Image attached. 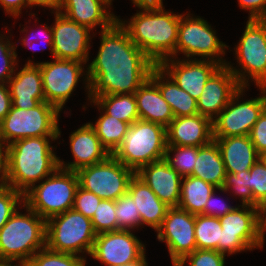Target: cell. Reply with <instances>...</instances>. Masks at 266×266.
I'll use <instances>...</instances> for the list:
<instances>
[{
    "label": "cell",
    "instance_id": "6da1fadb",
    "mask_svg": "<svg viewBox=\"0 0 266 266\" xmlns=\"http://www.w3.org/2000/svg\"><path fill=\"white\" fill-rule=\"evenodd\" d=\"M100 34L97 56L85 71L88 100L99 95L134 94L155 64L134 44L118 20Z\"/></svg>",
    "mask_w": 266,
    "mask_h": 266
},
{
    "label": "cell",
    "instance_id": "7a4b0ae2",
    "mask_svg": "<svg viewBox=\"0 0 266 266\" xmlns=\"http://www.w3.org/2000/svg\"><path fill=\"white\" fill-rule=\"evenodd\" d=\"M58 136L23 138L6 146V186L23 195L58 167V157L49 140Z\"/></svg>",
    "mask_w": 266,
    "mask_h": 266
},
{
    "label": "cell",
    "instance_id": "3957f363",
    "mask_svg": "<svg viewBox=\"0 0 266 266\" xmlns=\"http://www.w3.org/2000/svg\"><path fill=\"white\" fill-rule=\"evenodd\" d=\"M163 6L140 7L131 21H118L128 32L130 39L155 64L176 58L178 26L181 14L164 10Z\"/></svg>",
    "mask_w": 266,
    "mask_h": 266
},
{
    "label": "cell",
    "instance_id": "277c9868",
    "mask_svg": "<svg viewBox=\"0 0 266 266\" xmlns=\"http://www.w3.org/2000/svg\"><path fill=\"white\" fill-rule=\"evenodd\" d=\"M26 213L18 209L0 229V259L30 261L46 247V220L24 203Z\"/></svg>",
    "mask_w": 266,
    "mask_h": 266
},
{
    "label": "cell",
    "instance_id": "5b68a950",
    "mask_svg": "<svg viewBox=\"0 0 266 266\" xmlns=\"http://www.w3.org/2000/svg\"><path fill=\"white\" fill-rule=\"evenodd\" d=\"M166 149V127L138 119L111 155L136 173L143 166L164 159Z\"/></svg>",
    "mask_w": 266,
    "mask_h": 266
},
{
    "label": "cell",
    "instance_id": "8992f818",
    "mask_svg": "<svg viewBox=\"0 0 266 266\" xmlns=\"http://www.w3.org/2000/svg\"><path fill=\"white\" fill-rule=\"evenodd\" d=\"M24 194V204L43 219L72 209L79 187L77 172L58 167L43 182Z\"/></svg>",
    "mask_w": 266,
    "mask_h": 266
},
{
    "label": "cell",
    "instance_id": "52a82bcc",
    "mask_svg": "<svg viewBox=\"0 0 266 266\" xmlns=\"http://www.w3.org/2000/svg\"><path fill=\"white\" fill-rule=\"evenodd\" d=\"M60 111L47 102L30 109L11 107L0 122V137L5 146L16 140L31 137L58 136Z\"/></svg>",
    "mask_w": 266,
    "mask_h": 266
},
{
    "label": "cell",
    "instance_id": "ba28073f",
    "mask_svg": "<svg viewBox=\"0 0 266 266\" xmlns=\"http://www.w3.org/2000/svg\"><path fill=\"white\" fill-rule=\"evenodd\" d=\"M96 235L91 219L73 209L46 220V247L52 251L90 255Z\"/></svg>",
    "mask_w": 266,
    "mask_h": 266
},
{
    "label": "cell",
    "instance_id": "9c48e42d",
    "mask_svg": "<svg viewBox=\"0 0 266 266\" xmlns=\"http://www.w3.org/2000/svg\"><path fill=\"white\" fill-rule=\"evenodd\" d=\"M237 62L242 70L226 63L241 87L248 88V80L258 87H266V24L260 19L246 22L244 33L235 47ZM248 78H247V77Z\"/></svg>",
    "mask_w": 266,
    "mask_h": 266
},
{
    "label": "cell",
    "instance_id": "30bf717a",
    "mask_svg": "<svg viewBox=\"0 0 266 266\" xmlns=\"http://www.w3.org/2000/svg\"><path fill=\"white\" fill-rule=\"evenodd\" d=\"M219 219L222 228L221 241L218 242L219 253L232 255L263 247L258 207L238 205Z\"/></svg>",
    "mask_w": 266,
    "mask_h": 266
},
{
    "label": "cell",
    "instance_id": "8fae6325",
    "mask_svg": "<svg viewBox=\"0 0 266 266\" xmlns=\"http://www.w3.org/2000/svg\"><path fill=\"white\" fill-rule=\"evenodd\" d=\"M187 15V16H186ZM181 14L178 26L177 53L182 52L187 59L211 60L226 66L222 59L228 46L216 36V31L211 28L206 20L199 17H191L190 14ZM220 57V58H219Z\"/></svg>",
    "mask_w": 266,
    "mask_h": 266
},
{
    "label": "cell",
    "instance_id": "7c38bea8",
    "mask_svg": "<svg viewBox=\"0 0 266 266\" xmlns=\"http://www.w3.org/2000/svg\"><path fill=\"white\" fill-rule=\"evenodd\" d=\"M77 175L81 188L102 200L116 201L128 192L135 172L110 155L103 162L79 169Z\"/></svg>",
    "mask_w": 266,
    "mask_h": 266
},
{
    "label": "cell",
    "instance_id": "4fadbf2b",
    "mask_svg": "<svg viewBox=\"0 0 266 266\" xmlns=\"http://www.w3.org/2000/svg\"><path fill=\"white\" fill-rule=\"evenodd\" d=\"M259 97L239 101L245 87H241L213 120V138L249 135L255 122L266 109V87H259Z\"/></svg>",
    "mask_w": 266,
    "mask_h": 266
},
{
    "label": "cell",
    "instance_id": "5bb4252c",
    "mask_svg": "<svg viewBox=\"0 0 266 266\" xmlns=\"http://www.w3.org/2000/svg\"><path fill=\"white\" fill-rule=\"evenodd\" d=\"M83 62L55 59L53 62H38L41 69L45 102L60 112L83 76Z\"/></svg>",
    "mask_w": 266,
    "mask_h": 266
},
{
    "label": "cell",
    "instance_id": "9a60e30c",
    "mask_svg": "<svg viewBox=\"0 0 266 266\" xmlns=\"http://www.w3.org/2000/svg\"><path fill=\"white\" fill-rule=\"evenodd\" d=\"M166 242L173 264L196 250L195 215L179 207H169L162 225L155 231Z\"/></svg>",
    "mask_w": 266,
    "mask_h": 266
},
{
    "label": "cell",
    "instance_id": "2e32d148",
    "mask_svg": "<svg viewBox=\"0 0 266 266\" xmlns=\"http://www.w3.org/2000/svg\"><path fill=\"white\" fill-rule=\"evenodd\" d=\"M133 230H117L96 235L90 256L107 266H123L140 260L145 245Z\"/></svg>",
    "mask_w": 266,
    "mask_h": 266
},
{
    "label": "cell",
    "instance_id": "e0dca14e",
    "mask_svg": "<svg viewBox=\"0 0 266 266\" xmlns=\"http://www.w3.org/2000/svg\"><path fill=\"white\" fill-rule=\"evenodd\" d=\"M55 13L52 26L53 52L55 59L86 62L89 60L90 29L68 19L60 12Z\"/></svg>",
    "mask_w": 266,
    "mask_h": 266
},
{
    "label": "cell",
    "instance_id": "ac0fdd59",
    "mask_svg": "<svg viewBox=\"0 0 266 266\" xmlns=\"http://www.w3.org/2000/svg\"><path fill=\"white\" fill-rule=\"evenodd\" d=\"M176 59L177 57L163 60L159 66L181 89L198 100L208 79L222 65L211 60Z\"/></svg>",
    "mask_w": 266,
    "mask_h": 266
},
{
    "label": "cell",
    "instance_id": "d6986e66",
    "mask_svg": "<svg viewBox=\"0 0 266 266\" xmlns=\"http://www.w3.org/2000/svg\"><path fill=\"white\" fill-rule=\"evenodd\" d=\"M240 88L230 69L227 66H221L208 79L197 100L198 114L213 121Z\"/></svg>",
    "mask_w": 266,
    "mask_h": 266
},
{
    "label": "cell",
    "instance_id": "ffe728a7",
    "mask_svg": "<svg viewBox=\"0 0 266 266\" xmlns=\"http://www.w3.org/2000/svg\"><path fill=\"white\" fill-rule=\"evenodd\" d=\"M135 175L167 206H179L183 177L165 159L143 166Z\"/></svg>",
    "mask_w": 266,
    "mask_h": 266
},
{
    "label": "cell",
    "instance_id": "44dd1931",
    "mask_svg": "<svg viewBox=\"0 0 266 266\" xmlns=\"http://www.w3.org/2000/svg\"><path fill=\"white\" fill-rule=\"evenodd\" d=\"M69 138L74 161L66 164L58 159L60 168L77 172L83 167L103 162L111 155L89 122L75 130Z\"/></svg>",
    "mask_w": 266,
    "mask_h": 266
},
{
    "label": "cell",
    "instance_id": "7402d4cb",
    "mask_svg": "<svg viewBox=\"0 0 266 266\" xmlns=\"http://www.w3.org/2000/svg\"><path fill=\"white\" fill-rule=\"evenodd\" d=\"M166 135L167 145L202 147L214 140L213 121L200 114L174 117Z\"/></svg>",
    "mask_w": 266,
    "mask_h": 266
},
{
    "label": "cell",
    "instance_id": "603a6c76",
    "mask_svg": "<svg viewBox=\"0 0 266 266\" xmlns=\"http://www.w3.org/2000/svg\"><path fill=\"white\" fill-rule=\"evenodd\" d=\"M7 84L13 107L27 110L45 101L38 63L29 60L17 74L14 72Z\"/></svg>",
    "mask_w": 266,
    "mask_h": 266
},
{
    "label": "cell",
    "instance_id": "cb8c5ba5",
    "mask_svg": "<svg viewBox=\"0 0 266 266\" xmlns=\"http://www.w3.org/2000/svg\"><path fill=\"white\" fill-rule=\"evenodd\" d=\"M113 0H61L60 13L79 25L90 30L101 26V30L108 29L118 17L108 11ZM108 6V7H107ZM107 9V10H106ZM64 10V12L62 11Z\"/></svg>",
    "mask_w": 266,
    "mask_h": 266
},
{
    "label": "cell",
    "instance_id": "d4e9b609",
    "mask_svg": "<svg viewBox=\"0 0 266 266\" xmlns=\"http://www.w3.org/2000/svg\"><path fill=\"white\" fill-rule=\"evenodd\" d=\"M217 143L226 173L250 170L260 159L248 135L214 138Z\"/></svg>",
    "mask_w": 266,
    "mask_h": 266
},
{
    "label": "cell",
    "instance_id": "484cf974",
    "mask_svg": "<svg viewBox=\"0 0 266 266\" xmlns=\"http://www.w3.org/2000/svg\"><path fill=\"white\" fill-rule=\"evenodd\" d=\"M128 193L135 202L141 226L145 224L157 230L162 225L169 206L162 202L136 175L129 182Z\"/></svg>",
    "mask_w": 266,
    "mask_h": 266
},
{
    "label": "cell",
    "instance_id": "4316f807",
    "mask_svg": "<svg viewBox=\"0 0 266 266\" xmlns=\"http://www.w3.org/2000/svg\"><path fill=\"white\" fill-rule=\"evenodd\" d=\"M134 95L141 120L167 127L174 119L169 104L162 97L158 86L149 77Z\"/></svg>",
    "mask_w": 266,
    "mask_h": 266
},
{
    "label": "cell",
    "instance_id": "83f0119b",
    "mask_svg": "<svg viewBox=\"0 0 266 266\" xmlns=\"http://www.w3.org/2000/svg\"><path fill=\"white\" fill-rule=\"evenodd\" d=\"M167 76L159 65H155L149 74V78L158 86L162 97L169 104L174 117L198 114L197 100L181 89L169 75Z\"/></svg>",
    "mask_w": 266,
    "mask_h": 266
},
{
    "label": "cell",
    "instance_id": "f1b7e54d",
    "mask_svg": "<svg viewBox=\"0 0 266 266\" xmlns=\"http://www.w3.org/2000/svg\"><path fill=\"white\" fill-rule=\"evenodd\" d=\"M191 176L222 188L226 171L219 147L214 140L198 147V156Z\"/></svg>",
    "mask_w": 266,
    "mask_h": 266
},
{
    "label": "cell",
    "instance_id": "f546056e",
    "mask_svg": "<svg viewBox=\"0 0 266 266\" xmlns=\"http://www.w3.org/2000/svg\"><path fill=\"white\" fill-rule=\"evenodd\" d=\"M214 190H218V188L200 178L183 177L178 207L194 215L201 214Z\"/></svg>",
    "mask_w": 266,
    "mask_h": 266
},
{
    "label": "cell",
    "instance_id": "4dcf8cb0",
    "mask_svg": "<svg viewBox=\"0 0 266 266\" xmlns=\"http://www.w3.org/2000/svg\"><path fill=\"white\" fill-rule=\"evenodd\" d=\"M91 102L98 106L100 111L104 110L105 114L130 125L140 119L134 94L99 95L94 97Z\"/></svg>",
    "mask_w": 266,
    "mask_h": 266
},
{
    "label": "cell",
    "instance_id": "1f68e13d",
    "mask_svg": "<svg viewBox=\"0 0 266 266\" xmlns=\"http://www.w3.org/2000/svg\"><path fill=\"white\" fill-rule=\"evenodd\" d=\"M94 128L101 144L112 154L121 144L123 137L127 133L130 124L107 115L103 112L95 125L89 122Z\"/></svg>",
    "mask_w": 266,
    "mask_h": 266
},
{
    "label": "cell",
    "instance_id": "d6a6232c",
    "mask_svg": "<svg viewBox=\"0 0 266 266\" xmlns=\"http://www.w3.org/2000/svg\"><path fill=\"white\" fill-rule=\"evenodd\" d=\"M220 219L202 214L195 215V239L197 249L218 251L221 241Z\"/></svg>",
    "mask_w": 266,
    "mask_h": 266
},
{
    "label": "cell",
    "instance_id": "836d02e7",
    "mask_svg": "<svg viewBox=\"0 0 266 266\" xmlns=\"http://www.w3.org/2000/svg\"><path fill=\"white\" fill-rule=\"evenodd\" d=\"M174 152L175 155L170 156ZM198 156V147L167 145L165 160L182 177L191 176Z\"/></svg>",
    "mask_w": 266,
    "mask_h": 266
},
{
    "label": "cell",
    "instance_id": "e575fe53",
    "mask_svg": "<svg viewBox=\"0 0 266 266\" xmlns=\"http://www.w3.org/2000/svg\"><path fill=\"white\" fill-rule=\"evenodd\" d=\"M84 256L52 251L47 247L37 251L30 259L31 266H85Z\"/></svg>",
    "mask_w": 266,
    "mask_h": 266
},
{
    "label": "cell",
    "instance_id": "d590c367",
    "mask_svg": "<svg viewBox=\"0 0 266 266\" xmlns=\"http://www.w3.org/2000/svg\"><path fill=\"white\" fill-rule=\"evenodd\" d=\"M136 210L135 202L128 192L115 201L117 230H134L141 227L140 215Z\"/></svg>",
    "mask_w": 266,
    "mask_h": 266
},
{
    "label": "cell",
    "instance_id": "8d00e7d4",
    "mask_svg": "<svg viewBox=\"0 0 266 266\" xmlns=\"http://www.w3.org/2000/svg\"><path fill=\"white\" fill-rule=\"evenodd\" d=\"M250 170H243L238 173H226L225 181L221 192L232 190L234 195H238L242 201V206H254L252 190L249 189Z\"/></svg>",
    "mask_w": 266,
    "mask_h": 266
},
{
    "label": "cell",
    "instance_id": "74e56055",
    "mask_svg": "<svg viewBox=\"0 0 266 266\" xmlns=\"http://www.w3.org/2000/svg\"><path fill=\"white\" fill-rule=\"evenodd\" d=\"M115 201L101 200L91 218L96 234L117 231Z\"/></svg>",
    "mask_w": 266,
    "mask_h": 266
},
{
    "label": "cell",
    "instance_id": "f35d334b",
    "mask_svg": "<svg viewBox=\"0 0 266 266\" xmlns=\"http://www.w3.org/2000/svg\"><path fill=\"white\" fill-rule=\"evenodd\" d=\"M9 40L3 34L0 36V84L7 83L16 71L15 66H18L16 47Z\"/></svg>",
    "mask_w": 266,
    "mask_h": 266
},
{
    "label": "cell",
    "instance_id": "ab89813d",
    "mask_svg": "<svg viewBox=\"0 0 266 266\" xmlns=\"http://www.w3.org/2000/svg\"><path fill=\"white\" fill-rule=\"evenodd\" d=\"M24 203V195L12 187H0V229Z\"/></svg>",
    "mask_w": 266,
    "mask_h": 266
},
{
    "label": "cell",
    "instance_id": "60d3db41",
    "mask_svg": "<svg viewBox=\"0 0 266 266\" xmlns=\"http://www.w3.org/2000/svg\"><path fill=\"white\" fill-rule=\"evenodd\" d=\"M249 189L254 197V207L266 201V166L259 159L250 169Z\"/></svg>",
    "mask_w": 266,
    "mask_h": 266
},
{
    "label": "cell",
    "instance_id": "b9f144b4",
    "mask_svg": "<svg viewBox=\"0 0 266 266\" xmlns=\"http://www.w3.org/2000/svg\"><path fill=\"white\" fill-rule=\"evenodd\" d=\"M225 256L216 250L196 249L186 255L178 265L184 266L189 260L188 266H225Z\"/></svg>",
    "mask_w": 266,
    "mask_h": 266
},
{
    "label": "cell",
    "instance_id": "7bdbcfd3",
    "mask_svg": "<svg viewBox=\"0 0 266 266\" xmlns=\"http://www.w3.org/2000/svg\"><path fill=\"white\" fill-rule=\"evenodd\" d=\"M101 200L94 193L86 191L79 186L75 194L72 209L91 219Z\"/></svg>",
    "mask_w": 266,
    "mask_h": 266
},
{
    "label": "cell",
    "instance_id": "ee69618b",
    "mask_svg": "<svg viewBox=\"0 0 266 266\" xmlns=\"http://www.w3.org/2000/svg\"><path fill=\"white\" fill-rule=\"evenodd\" d=\"M248 136L259 155L266 152V109L255 122Z\"/></svg>",
    "mask_w": 266,
    "mask_h": 266
},
{
    "label": "cell",
    "instance_id": "f6af8a7d",
    "mask_svg": "<svg viewBox=\"0 0 266 266\" xmlns=\"http://www.w3.org/2000/svg\"><path fill=\"white\" fill-rule=\"evenodd\" d=\"M215 193H216V190H214L213 193L208 198L205 204V208L203 212L201 213L202 215L220 218L224 216L225 214L233 211L236 208V206L233 207L231 205H228L227 203H223L224 200L223 201L218 200V198H216L215 196Z\"/></svg>",
    "mask_w": 266,
    "mask_h": 266
},
{
    "label": "cell",
    "instance_id": "bcb514c9",
    "mask_svg": "<svg viewBox=\"0 0 266 266\" xmlns=\"http://www.w3.org/2000/svg\"><path fill=\"white\" fill-rule=\"evenodd\" d=\"M242 9L249 10V20L261 19L266 12V0H238Z\"/></svg>",
    "mask_w": 266,
    "mask_h": 266
},
{
    "label": "cell",
    "instance_id": "7dc6e473",
    "mask_svg": "<svg viewBox=\"0 0 266 266\" xmlns=\"http://www.w3.org/2000/svg\"><path fill=\"white\" fill-rule=\"evenodd\" d=\"M42 25H43L42 27L45 30L44 31H37L38 32V35L41 36V37H43L44 38L43 40H45L47 42L48 47L50 48V51H51V56H53V59H54L52 27L51 26L49 27L46 24L45 25L42 24ZM25 37L26 36H24V38L22 39L23 42L21 43V45L27 46L28 48H31V50H35V51L38 50V49H36V45H34V43H32L33 41L30 40L32 38H29V37L28 38H25ZM36 37H37V35H36ZM41 37H39V38H41ZM40 50H42V49H40Z\"/></svg>",
    "mask_w": 266,
    "mask_h": 266
},
{
    "label": "cell",
    "instance_id": "c3c4849f",
    "mask_svg": "<svg viewBox=\"0 0 266 266\" xmlns=\"http://www.w3.org/2000/svg\"><path fill=\"white\" fill-rule=\"evenodd\" d=\"M7 83L0 84V122L6 117L12 107V99Z\"/></svg>",
    "mask_w": 266,
    "mask_h": 266
},
{
    "label": "cell",
    "instance_id": "681fc988",
    "mask_svg": "<svg viewBox=\"0 0 266 266\" xmlns=\"http://www.w3.org/2000/svg\"><path fill=\"white\" fill-rule=\"evenodd\" d=\"M0 5L4 8L7 14L18 18L22 8L27 7V0H0Z\"/></svg>",
    "mask_w": 266,
    "mask_h": 266
},
{
    "label": "cell",
    "instance_id": "f907efd6",
    "mask_svg": "<svg viewBox=\"0 0 266 266\" xmlns=\"http://www.w3.org/2000/svg\"><path fill=\"white\" fill-rule=\"evenodd\" d=\"M41 6L52 9V13L59 12L61 8V0H27V7Z\"/></svg>",
    "mask_w": 266,
    "mask_h": 266
},
{
    "label": "cell",
    "instance_id": "816d5d0a",
    "mask_svg": "<svg viewBox=\"0 0 266 266\" xmlns=\"http://www.w3.org/2000/svg\"><path fill=\"white\" fill-rule=\"evenodd\" d=\"M6 186V146L0 143V187Z\"/></svg>",
    "mask_w": 266,
    "mask_h": 266
},
{
    "label": "cell",
    "instance_id": "f5cc1de1",
    "mask_svg": "<svg viewBox=\"0 0 266 266\" xmlns=\"http://www.w3.org/2000/svg\"><path fill=\"white\" fill-rule=\"evenodd\" d=\"M259 230L263 240H265L264 232L266 231V201L263 202L259 207Z\"/></svg>",
    "mask_w": 266,
    "mask_h": 266
},
{
    "label": "cell",
    "instance_id": "db71d44e",
    "mask_svg": "<svg viewBox=\"0 0 266 266\" xmlns=\"http://www.w3.org/2000/svg\"><path fill=\"white\" fill-rule=\"evenodd\" d=\"M138 8L163 6V0H131Z\"/></svg>",
    "mask_w": 266,
    "mask_h": 266
},
{
    "label": "cell",
    "instance_id": "11a10c76",
    "mask_svg": "<svg viewBox=\"0 0 266 266\" xmlns=\"http://www.w3.org/2000/svg\"><path fill=\"white\" fill-rule=\"evenodd\" d=\"M14 261H19L18 264L13 265ZM0 266H31L29 261L23 260H9V259H0Z\"/></svg>",
    "mask_w": 266,
    "mask_h": 266
},
{
    "label": "cell",
    "instance_id": "9f6ffc18",
    "mask_svg": "<svg viewBox=\"0 0 266 266\" xmlns=\"http://www.w3.org/2000/svg\"><path fill=\"white\" fill-rule=\"evenodd\" d=\"M123 266H148L145 255L138 261Z\"/></svg>",
    "mask_w": 266,
    "mask_h": 266
},
{
    "label": "cell",
    "instance_id": "6f0895ef",
    "mask_svg": "<svg viewBox=\"0 0 266 266\" xmlns=\"http://www.w3.org/2000/svg\"><path fill=\"white\" fill-rule=\"evenodd\" d=\"M260 159H261V161L265 164V166H266V152H264V153H262L261 155H260Z\"/></svg>",
    "mask_w": 266,
    "mask_h": 266
},
{
    "label": "cell",
    "instance_id": "680465c9",
    "mask_svg": "<svg viewBox=\"0 0 266 266\" xmlns=\"http://www.w3.org/2000/svg\"><path fill=\"white\" fill-rule=\"evenodd\" d=\"M263 23L266 24V12L264 13V15L261 17L260 19Z\"/></svg>",
    "mask_w": 266,
    "mask_h": 266
}]
</instances>
